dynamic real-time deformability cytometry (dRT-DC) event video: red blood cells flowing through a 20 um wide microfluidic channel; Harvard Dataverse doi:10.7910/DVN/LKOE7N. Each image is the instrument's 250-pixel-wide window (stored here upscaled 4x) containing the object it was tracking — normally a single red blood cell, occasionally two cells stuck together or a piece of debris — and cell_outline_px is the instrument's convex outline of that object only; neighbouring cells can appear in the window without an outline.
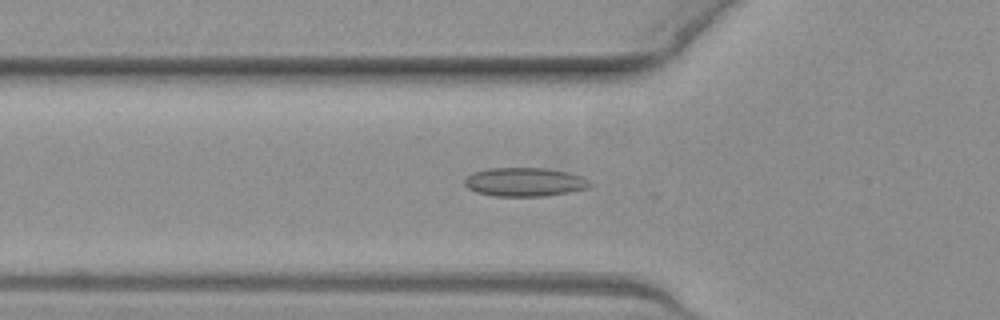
{"species": "common noctule bat (a hibernating species)", "species_latin": "Nyctalus noctula", "temperature_condition": "warm", "stored_images_in_passage": 53, "camera_frame_rate_fps": 3000, "um_per_image_px": 0.085, "animal": {"sex": "female", "body_mass_g": 19.3, "forearm_length_mm": 54.1}, "frame": {"image": 1, "passage_image": 18, "time_ms": 5.667, "image_size_px": [1000, 320], "cell_outline_px": [[592, 184], [588, 188], [568, 192], [544, 196], [492, 196], [476, 192], [468, 188], [464, 184], [464, 180], [472, 172], [488, 168], [544, 168], [568, 172], [580, 176], [588, 180]], "centroid_in_image_um": [44.56, 15.47], "position_along_channel_um": 81.2, "area_um2": 20.98}}
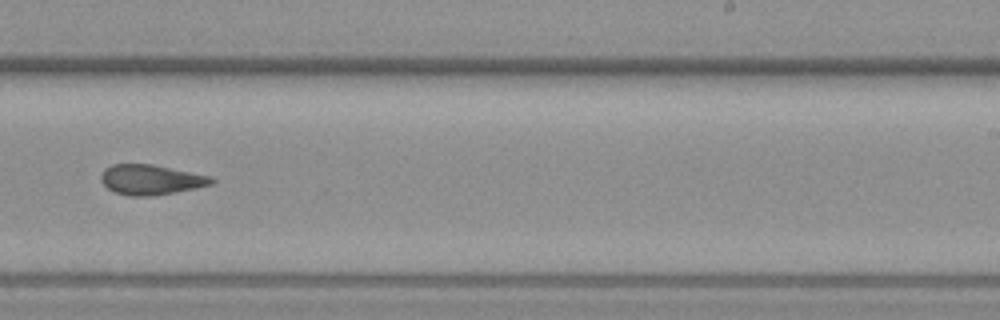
{"frame": {"image": 2, "passage_image": 33, "time_ms": 10.667, "image_size_px": [1000, 320], "cell_outline_px": [[216, 180], [212, 184], [196, 188], [176, 192], [152, 196], [128, 196], [116, 192], [108, 188], [100, 180], [100, 176], [104, 168], [112, 164], [152, 164], [212, 176]], "centroid_in_image_um": [12.83, 15.27], "position_along_channel_um": 276.2, "area_um2": 19.48}}
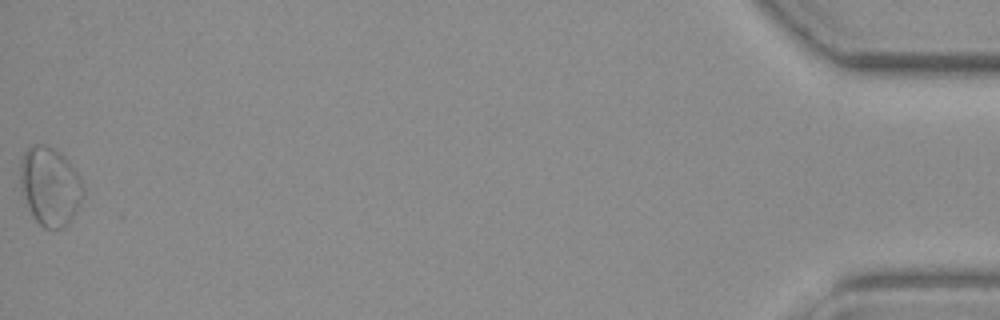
{"frame": {"image": 3, "passage_image": 53, "time_ms": 17.333, "image_size_px": [1000, 320], "cell_outline_px": [[84, 196], [76, 212], [60, 228], [44, 228], [36, 220], [20, 188], [20, 160], [28, 144], [48, 144], [64, 156], [68, 160], [80, 176], [84, 184]], "centroid_in_image_um": [4.25, 15.76], "position_along_channel_um": 430.9, "area_um2": 28.84}, "authors_computed_cell_mechanics": {"area_um2": 20.9814, "velocity_mm_per_s": 3.8896, "shape_relaxation_time_tau1_ms": null, "shape_relaxation_time_tau2_ms": 3.2808, "deformation_change_tau1": null, "deformation_change_tau2": 0.0988}}